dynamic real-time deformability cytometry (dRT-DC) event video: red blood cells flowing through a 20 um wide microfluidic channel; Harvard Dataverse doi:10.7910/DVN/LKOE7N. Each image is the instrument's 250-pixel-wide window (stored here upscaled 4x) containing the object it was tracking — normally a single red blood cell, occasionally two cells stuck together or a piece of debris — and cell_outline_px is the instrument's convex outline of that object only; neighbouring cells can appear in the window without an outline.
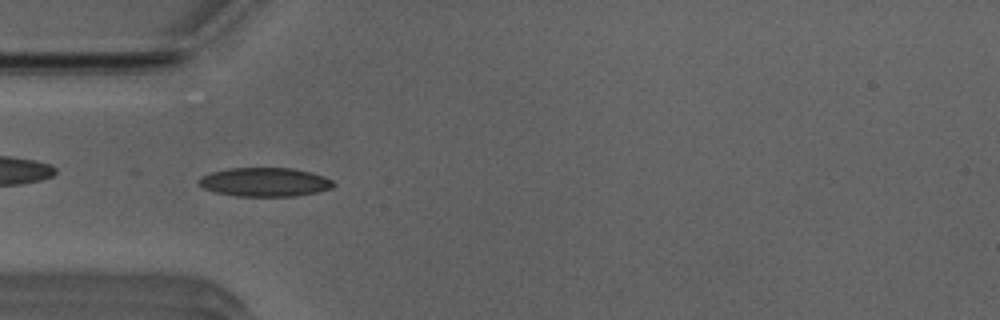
{"species": "Egyptian fruit bat (a non-hibernating species)", "species_latin": "Rousettus aegyptiacus", "temperature_condition": "room temperature", "stored_images_in_passage": 51, "camera_frame_rate_fps": 3000, "um_per_image_px": 0.085, "animal": {"sex": "male"}, "frame": {"image": 1, "passage_image": 15, "time_ms": 4.667, "image_size_px": [1000, 320], "cell_outline_px": [[336, 184], [332, 188], [316, 192], [292, 196], [236, 196], [216, 192], [204, 188], [196, 180], [200, 176], [212, 172], [228, 168], [292, 168], [312, 172], [324, 176], [332, 180]], "centroid_in_image_um": [22.51, 15.47], "position_along_channel_um": 62.5, "area_um2": 22.66}}
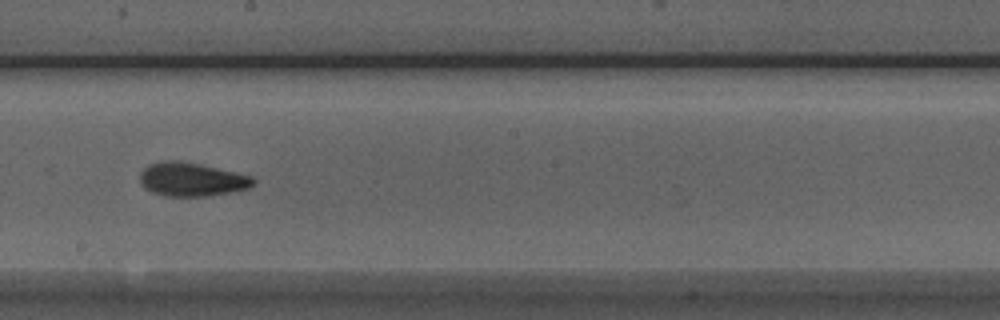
{"frame": {"image": 2, "passage_image": 28, "time_ms": 9.0, "image_size_px": [1000, 320], "cell_outline_px": [[256, 180], [248, 188], [232, 192], [208, 196], [164, 196], [152, 192], [144, 188], [140, 180], [140, 172], [148, 164], [164, 160], [180, 160], [200, 164], [252, 176]], "centroid_in_image_um": [16.26, 15.24], "position_along_channel_um": 231.9, "area_um2": 22.31}}
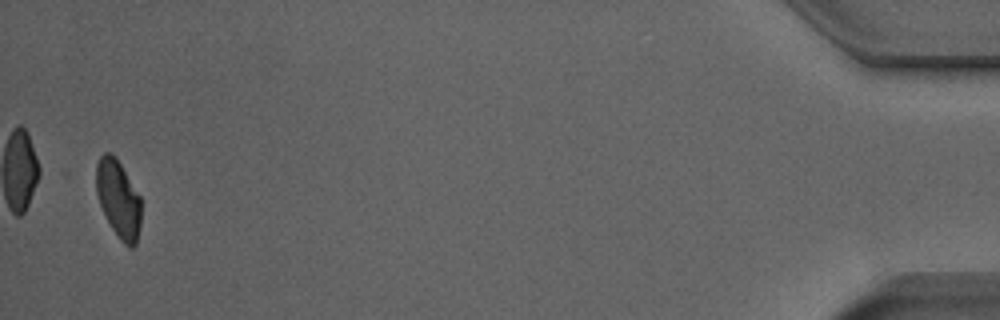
{"frame": {"image": 3, "passage_image": 50, "time_ms": 16.333, "image_size_px": [1000, 320], "cell_outline_px": [[140, 228], [136, 244], [132, 248], [128, 248], [120, 240], [112, 228], [100, 204], [96, 192], [96, 164], [100, 156], [104, 152], [108, 152], [116, 156], [140, 196]], "centroid_in_image_um": [10.06, 16.9], "position_along_channel_um": 425.1, "area_um2": 20.29}, "authors_computed_cell_mechanics": {"area_um2": 21.386, "velocity_mm_per_s": 3.9213, "shape_relaxation_time_tau1_ms": 4.9756, "shape_relaxation_time_tau2_ms": 2.2625, "deformation_change_tau1": 0.1516, "deformation_change_tau2": 0.0784}}